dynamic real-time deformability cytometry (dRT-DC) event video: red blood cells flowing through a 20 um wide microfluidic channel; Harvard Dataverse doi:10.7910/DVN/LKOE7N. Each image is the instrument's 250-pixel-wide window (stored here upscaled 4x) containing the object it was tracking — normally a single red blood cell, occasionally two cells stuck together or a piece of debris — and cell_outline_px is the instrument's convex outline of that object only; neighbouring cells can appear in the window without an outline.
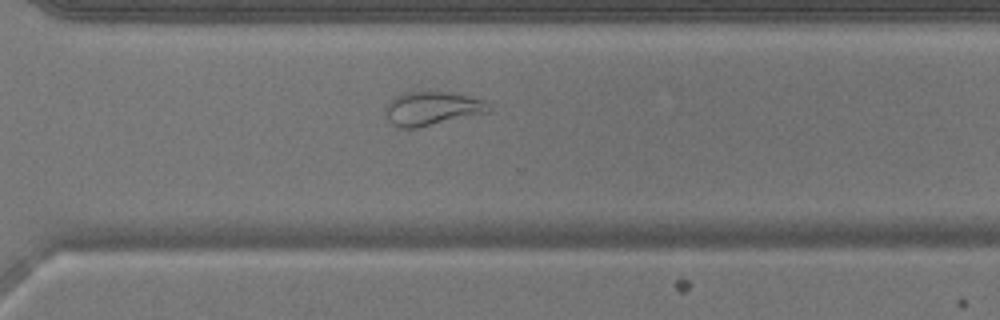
{"species": "common noctule bat (a hibernating species)", "species_latin": "Nyctalus noctula", "temperature_condition": "warm", "stored_images_in_passage": 44, "camera_frame_rate_fps": 3000, "um_per_image_px": 0.085, "animal": {"sex": "male", "body_mass_g": 17.9}, "frame": {"image": 1, "passage_image": 33, "time_ms": 10.667, "image_size_px": [1000, 320], "cell_outline_px": [[492, 112], [416, 128], [396, 128], [388, 120], [384, 112], [384, 108], [388, 100], [404, 92], [448, 92], [468, 96], [484, 100], [492, 108]], "centroid_in_image_um": [36.71, 9.23], "position_along_channel_um": 333.9, "area_um2": 20.63}}
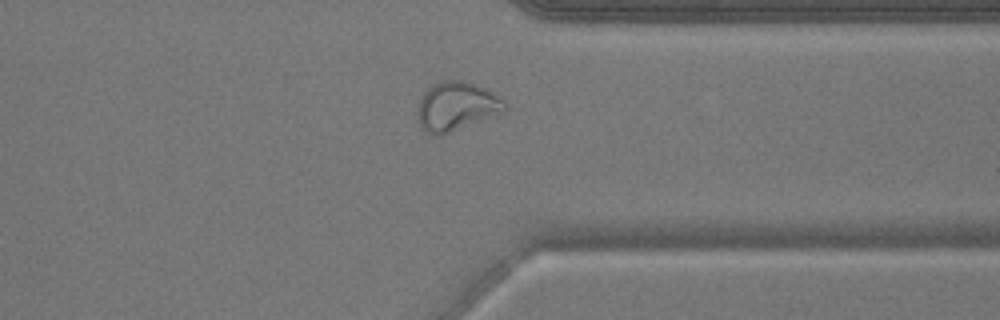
{"frame": {"image": 2, "passage_image": 36, "time_ms": 11.667, "image_size_px": [1000, 320], "cell_outline_px": [[508, 108], [504, 112], [440, 136], [436, 136], [424, 132], [420, 128], [420, 100], [424, 92], [428, 88], [440, 80], [464, 80], [476, 84], [492, 92]], "centroid_in_image_um": [38.79, 9.04], "position_along_channel_um": 372.6, "area_um2": 24.45}}
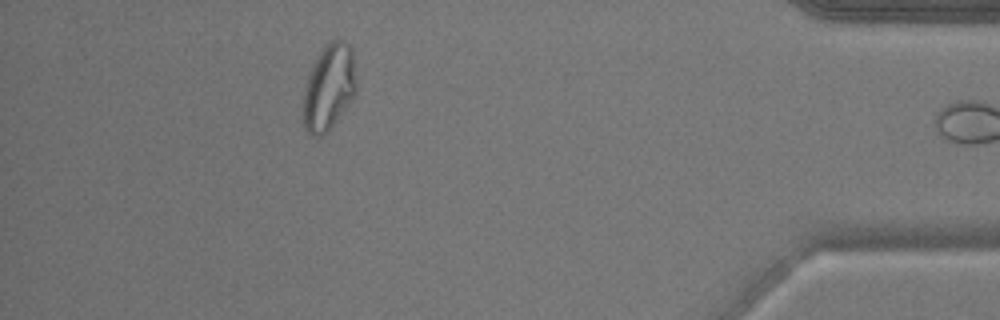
{"frame": {"image": 3, "passage_image": 42, "time_ms": 13.667, "image_size_px": [1000, 320], "cell_outline_px": [[356, 92], [332, 128], [324, 136], [312, 136], [304, 132], [304, 88], [308, 76], [316, 56], [320, 48], [328, 40], [344, 40], [352, 48], [356, 76]], "centroid_in_image_um": [27.96, 7.41], "position_along_channel_um": 407.2, "area_um2": 27.05}}